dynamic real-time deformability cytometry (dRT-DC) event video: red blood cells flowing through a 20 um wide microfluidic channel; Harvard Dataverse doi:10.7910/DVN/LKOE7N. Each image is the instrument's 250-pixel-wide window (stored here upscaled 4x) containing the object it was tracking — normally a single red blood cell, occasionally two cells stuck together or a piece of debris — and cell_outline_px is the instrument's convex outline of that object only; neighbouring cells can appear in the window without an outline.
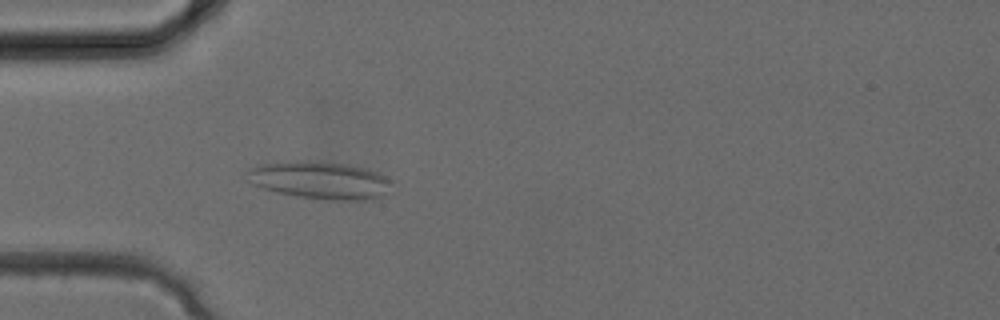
{"species": "common noctule bat (a hibernating species)", "species_latin": "Nyctalus noctula", "temperature_condition": "cold", "stored_images_in_passage": 28, "camera_frame_rate_fps": 3000, "um_per_image_px": 0.085, "animal": {"sex": "female", "body_mass_g": 24.6, "forearm_length_mm": 56.2}, "frame": {"image": 1, "passage_image": 5, "time_ms": 1.333, "image_size_px": [1000, 320], "cell_outline_px": [[396, 192], [388, 196], [372, 200], [336, 200], [300, 196], [280, 192], [264, 188], [252, 184], [244, 172], [248, 168], [260, 164], [348, 164], [364, 168], [376, 172], [384, 176], [388, 180]], "centroid_in_image_um": [27.34, 15.39], "position_along_channel_um": 57.7, "area_um2": 30.58}}
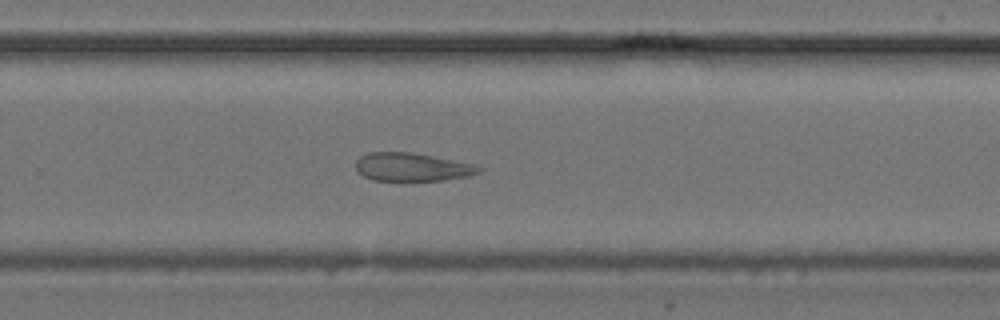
{"frame": {"image": 2, "passage_image": 17, "time_ms": 5.333, "image_size_px": [1000, 320], "cell_outline_px": [[484, 168], [480, 172], [464, 176], [444, 180], [372, 180], [364, 176], [356, 168], [356, 160], [360, 156], [368, 152], [408, 152], [432, 156], [476, 164]], "centroid_in_image_um": [35.02, 14.19], "position_along_channel_um": 294.8, "area_um2": 20.06}}
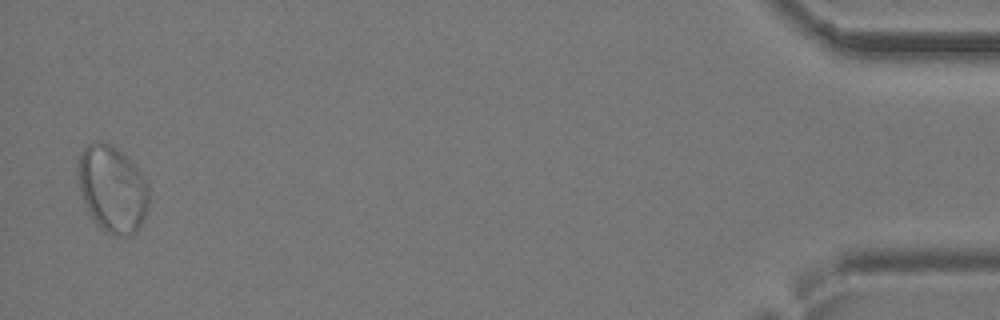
{"frame": {"image": 3, "passage_image": 28, "time_ms": 9.0, "image_size_px": [1000, 320], "cell_outline_px": [[148, 212], [140, 228], [132, 236], [116, 236], [100, 228], [92, 216], [80, 192], [80, 152], [92, 140], [108, 144], [116, 148], [136, 164], [148, 180]], "centroid_in_image_um": [9.63, 16.08], "position_along_channel_um": 425.6, "area_um2": 35.78}}